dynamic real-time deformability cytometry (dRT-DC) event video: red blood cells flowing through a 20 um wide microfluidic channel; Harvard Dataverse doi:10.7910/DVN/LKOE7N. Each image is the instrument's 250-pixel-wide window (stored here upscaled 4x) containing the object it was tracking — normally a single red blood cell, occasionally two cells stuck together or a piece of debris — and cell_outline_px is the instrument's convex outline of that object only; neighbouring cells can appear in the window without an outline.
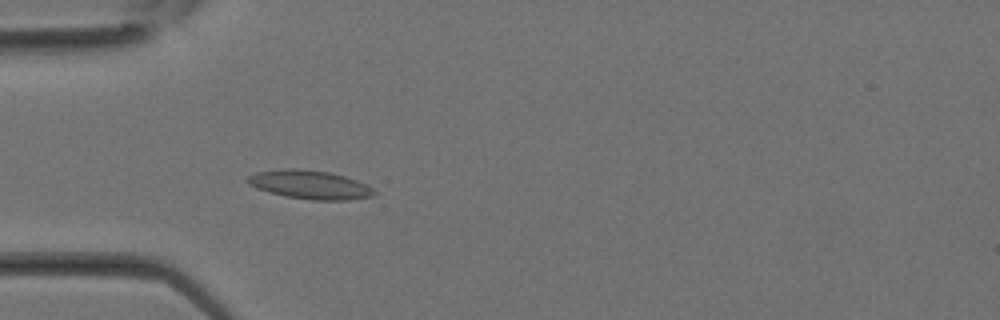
{"species": "Egyptian fruit bat (a non-hibernating species)", "species_latin": "Rousettus aegyptiacus", "temperature_condition": "room temperature", "stored_images_in_passage": 32, "camera_frame_rate_fps": 3000, "um_per_image_px": 0.085, "animal": {"sex": "female"}, "frame": {"image": 1, "passage_image": 10, "time_ms": 3.0, "image_size_px": [1000, 320], "cell_outline_px": [[376, 192], [372, 196], [348, 200], [312, 200], [284, 196], [268, 192], [256, 188], [248, 184], [244, 180], [248, 176], [256, 172], [288, 168], [292, 168], [328, 172], [344, 176], [356, 180], [372, 188]], "centroid_in_image_um": [26.28, 15.7], "position_along_channel_um": 58.7, "area_um2": 21.04}}
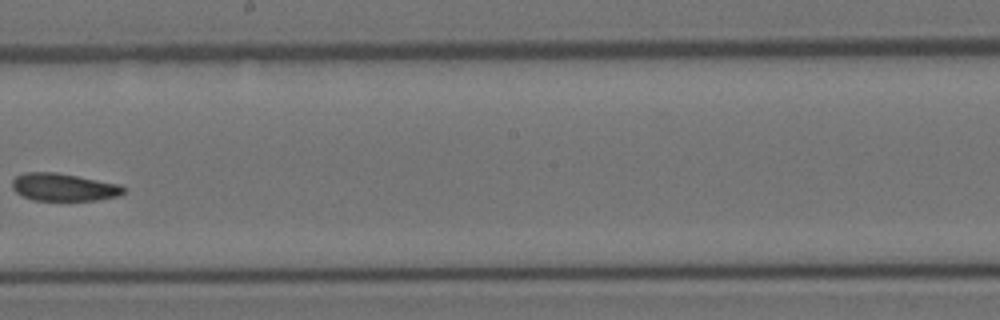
{"frame": {"image": 2, "passage_image": 19, "time_ms": 6.0, "image_size_px": [1000, 320], "cell_outline_px": [[124, 192], [116, 196], [96, 200], [32, 200], [16, 192], [12, 188], [12, 180], [16, 176], [24, 172], [56, 172], [116, 184], [124, 188]], "centroid_in_image_um": [5.33, 15.91], "position_along_channel_um": 242.9, "area_um2": 17.57}}
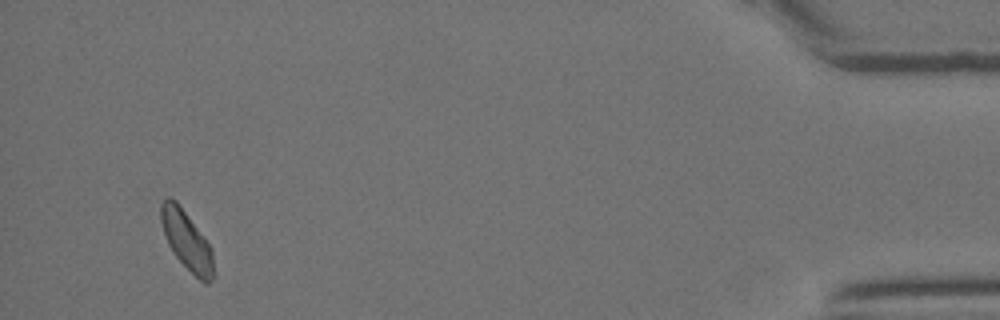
{"frame": {"image": 3, "passage_image": 31, "time_ms": 10.0, "image_size_px": [1000, 320], "cell_outline_px": [[212, 280], [208, 284], [204, 284], [172, 252], [168, 244], [160, 220], [160, 204], [168, 196], [176, 200], [204, 236], [212, 248]], "centroid_in_image_um": [15.85, 20.4], "position_along_channel_um": 419.4, "area_um2": 17.8}}